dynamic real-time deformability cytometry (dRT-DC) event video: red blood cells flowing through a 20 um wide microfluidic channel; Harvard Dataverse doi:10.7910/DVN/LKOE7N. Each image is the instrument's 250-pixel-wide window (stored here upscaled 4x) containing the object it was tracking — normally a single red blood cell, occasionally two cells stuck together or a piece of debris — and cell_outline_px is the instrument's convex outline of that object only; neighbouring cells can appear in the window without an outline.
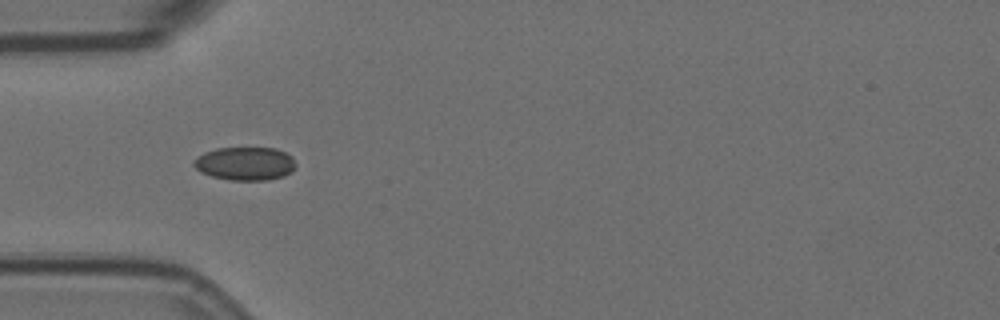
{"species": "Egyptian fruit bat (a non-hibernating species)", "species_latin": "Rousettus aegyptiacus", "temperature_condition": "room temperature", "stored_images_in_passage": 6, "camera_frame_rate_fps": 3000, "um_per_image_px": 0.085, "animal": {"sex": "female"}, "frame": {"image": 1, "passage_image": 5, "time_ms": 1.333, "image_size_px": [1000, 320], "cell_outline_px": [[296, 164], [292, 172], [284, 176], [268, 180], [228, 180], [212, 176], [200, 172], [192, 164], [192, 160], [196, 156], [204, 152], [216, 148], [276, 148], [292, 156]], "centroid_in_image_um": [20.82, 13.9], "position_along_channel_um": 64.2, "area_um2": 20.06}}
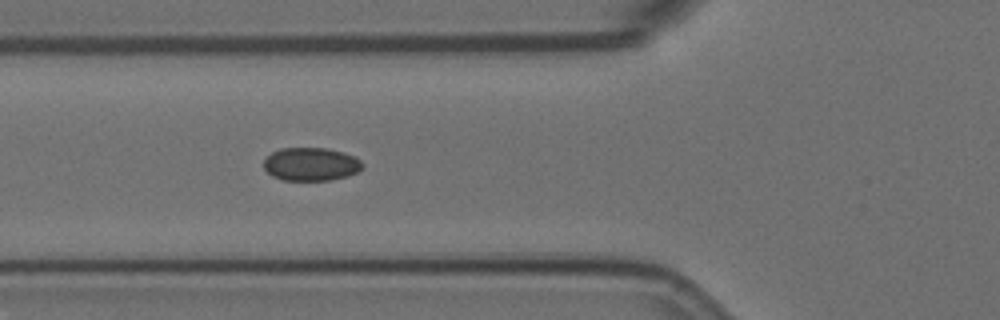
{"frame": {"image": 2, "passage_image": 6, "time_ms": 1.667, "image_size_px": [1000, 320], "cell_outline_px": [[364, 168], [348, 176], [332, 180], [284, 180], [272, 176], [264, 168], [264, 160], [272, 152], [280, 148], [328, 148], [344, 152], [356, 156], [364, 164]], "centroid_in_image_um": [26.47, 13.95], "position_along_channel_um": 99.3, "area_um2": 19.31}}